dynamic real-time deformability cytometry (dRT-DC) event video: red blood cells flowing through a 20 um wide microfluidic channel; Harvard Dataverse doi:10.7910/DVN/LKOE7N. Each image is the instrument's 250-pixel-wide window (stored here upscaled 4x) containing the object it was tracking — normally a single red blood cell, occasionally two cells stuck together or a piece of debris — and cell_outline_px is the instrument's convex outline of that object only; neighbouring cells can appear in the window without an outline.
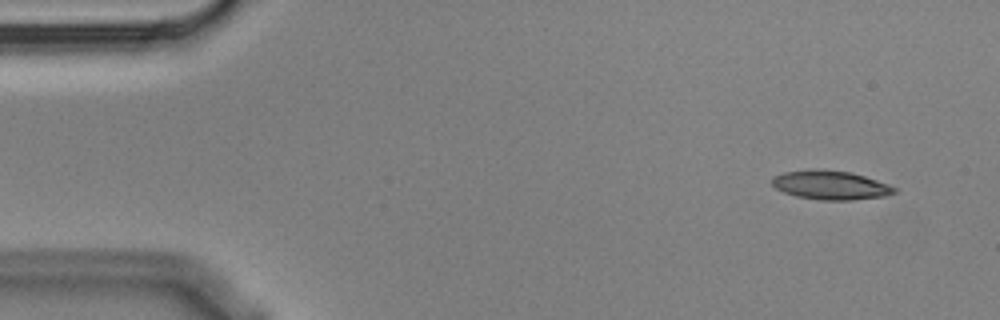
{"species": "Egyptian fruit bat (a non-hibernating species)", "species_latin": "Rousettus aegyptiacus", "temperature_condition": "cold", "stored_images_in_passage": 6, "camera_frame_rate_fps": 3000, "um_per_image_px": 0.085, "animal": {"sex": "male"}, "frame": {"image": 1, "passage_image": 1, "time_ms": 0.0, "image_size_px": [1000, 320], "cell_outline_px": [[896, 192], [884, 196], [852, 200], [820, 200], [796, 196], [784, 192], [776, 188], [772, 184], [772, 176], [784, 172], [852, 172], [888, 184], [896, 188]], "centroid_in_image_um": [70.63, 15.78], "position_along_channel_um": 14.4, "area_um2": 19.71}}
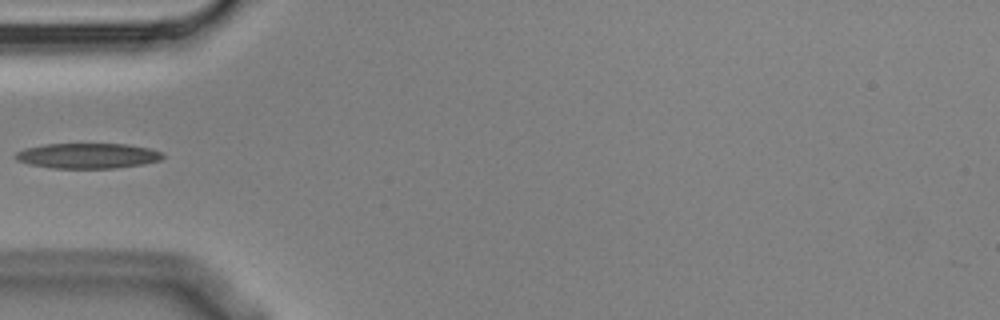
{"frame": {"image": 2, "passage_image": 5, "time_ms": 1.333, "image_size_px": [1000, 320], "cell_outline_px": [[164, 156], [160, 160], [144, 164], [116, 168], [52, 168], [28, 164], [16, 160], [12, 156], [16, 152], [24, 148], [44, 144], [128, 144], [148, 148], [160, 152]], "centroid_in_image_um": [7.4, 13.24], "position_along_channel_um": 77.6, "area_um2": 21.79}}
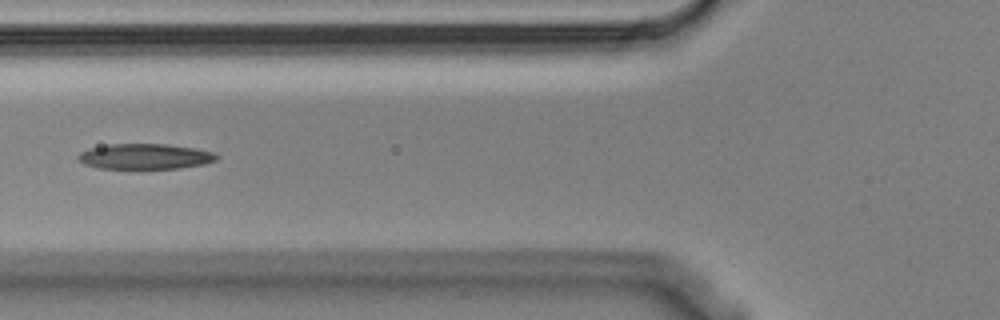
{"frame": {"image": 3, "passage_image": 6, "time_ms": 1.667, "image_size_px": [1000, 320], "cell_outline_px": [[220, 156], [216, 160], [204, 164], [180, 168], [100, 168], [84, 164], [76, 156], [80, 152], [88, 148], [112, 144], [164, 144], [196, 148], [216, 152]], "centroid_in_image_um": [12.36, 13.29], "position_along_channel_um": 113.4, "area_um2": 20.52}}